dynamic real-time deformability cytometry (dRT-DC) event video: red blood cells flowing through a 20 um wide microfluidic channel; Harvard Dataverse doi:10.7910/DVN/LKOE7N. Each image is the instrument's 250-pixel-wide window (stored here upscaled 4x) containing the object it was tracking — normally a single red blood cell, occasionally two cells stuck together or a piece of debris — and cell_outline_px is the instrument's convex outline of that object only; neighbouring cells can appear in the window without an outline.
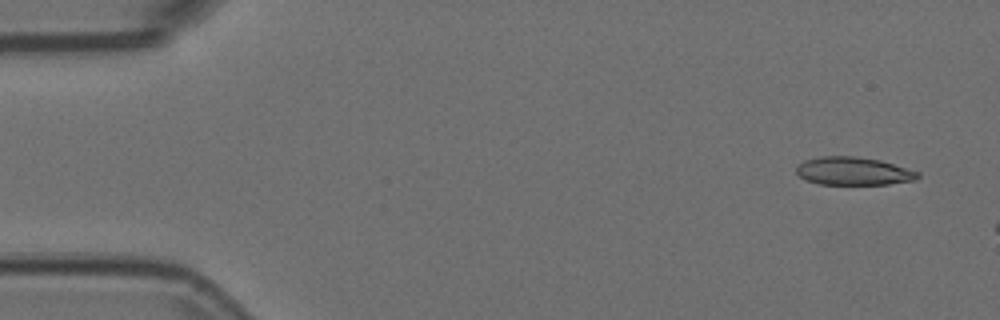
{"species": "Egyptian fruit bat (a non-hibernating species)", "species_latin": "Rousettus aegyptiacus", "temperature_condition": "room temperature", "stored_images_in_passage": 5, "camera_frame_rate_fps": 3000, "um_per_image_px": 0.085, "animal": {"sex": "female"}, "frame": {"image": 1, "passage_image": 1, "time_ms": 0.0, "image_size_px": [1000, 320], "cell_outline_px": [[920, 176], [916, 180], [888, 184], [820, 184], [804, 180], [796, 172], [796, 164], [804, 160], [820, 156], [856, 156], [880, 160], [920, 172]], "centroid_in_image_um": [72.51, 14.54], "position_along_channel_um": 12.5, "area_um2": 20.0}}